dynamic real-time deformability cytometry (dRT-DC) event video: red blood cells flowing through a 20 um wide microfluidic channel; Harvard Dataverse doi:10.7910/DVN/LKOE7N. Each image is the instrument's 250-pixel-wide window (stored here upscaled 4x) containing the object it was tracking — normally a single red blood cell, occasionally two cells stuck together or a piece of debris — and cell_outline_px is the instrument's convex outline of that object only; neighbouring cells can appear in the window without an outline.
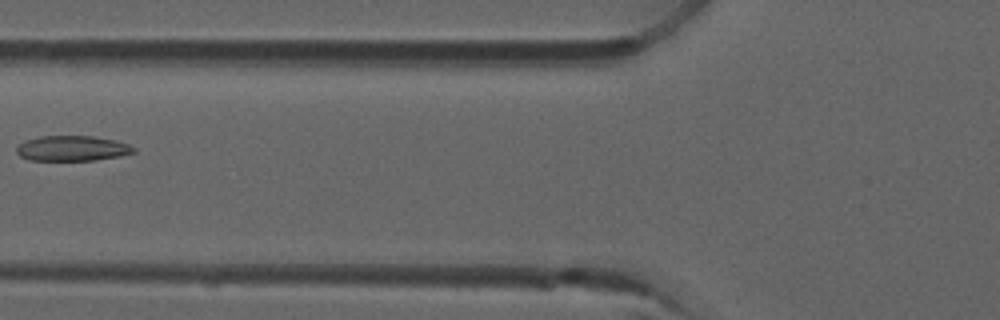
{"species": "common noctule bat (a hibernating species)", "species_latin": "Nyctalus noctula", "temperature_condition": "room temperature", "stored_images_in_passage": 5, "camera_frame_rate_fps": 3000, "um_per_image_px": 0.085, "animal": {"sex": "male", "forearm_length_mm": 52.5}, "frame": {"image": 1, "passage_image": 3, "time_ms": 0.667, "image_size_px": [1000, 320], "cell_outline_px": [[136, 152], [120, 156], [96, 160], [28, 160], [20, 156], [16, 152], [16, 148], [24, 140], [40, 136], [92, 136], [116, 140], [128, 144], [136, 148]], "centroid_in_image_um": [6.15, 12.61], "position_along_channel_um": 119.7, "area_um2": 17.34}}
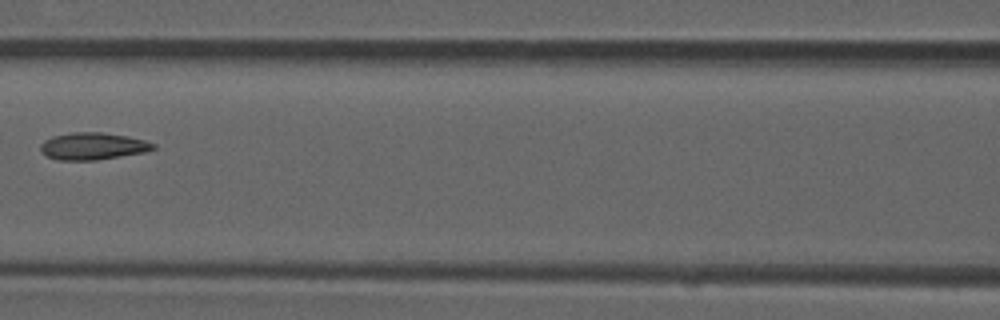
{"frame": {"image": 2, "passage_image": 4, "time_ms": 1.0, "image_size_px": [1000, 320], "cell_outline_px": [[156, 148], [144, 152], [96, 160], [60, 160], [48, 156], [40, 152], [40, 144], [44, 140], [52, 136], [72, 132], [104, 132], [128, 136], [144, 140], [156, 144]], "centroid_in_image_um": [7.88, 12.41], "position_along_channel_um": 158.7, "area_um2": 17.86}}
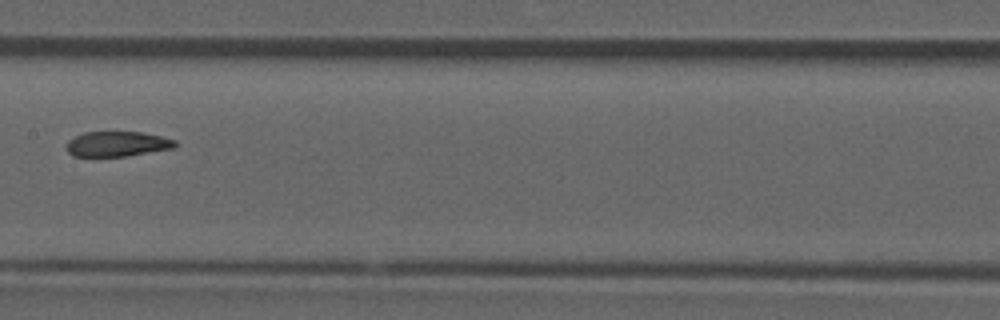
{"frame": {"image": 3, "passage_image": 5, "time_ms": 1.333, "image_size_px": [1000, 320], "cell_outline_px": [[176, 148], [124, 156], [72, 156], [64, 148], [68, 140], [84, 132], [140, 132], [160, 136], [176, 140]], "centroid_in_image_um": [9.94, 12.24], "position_along_channel_um": 197.5, "area_um2": 15.9}}